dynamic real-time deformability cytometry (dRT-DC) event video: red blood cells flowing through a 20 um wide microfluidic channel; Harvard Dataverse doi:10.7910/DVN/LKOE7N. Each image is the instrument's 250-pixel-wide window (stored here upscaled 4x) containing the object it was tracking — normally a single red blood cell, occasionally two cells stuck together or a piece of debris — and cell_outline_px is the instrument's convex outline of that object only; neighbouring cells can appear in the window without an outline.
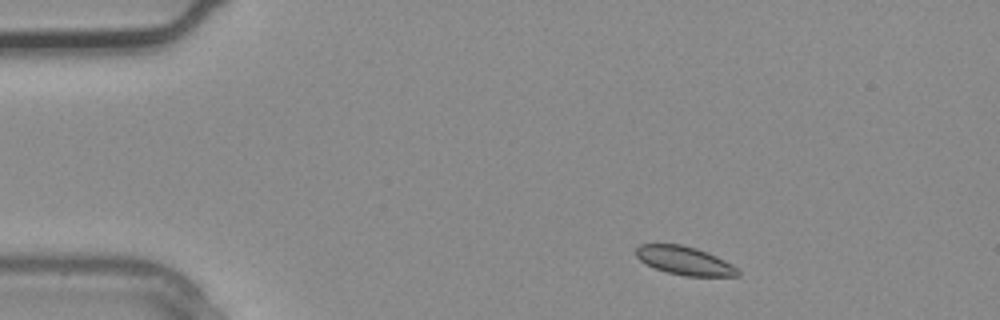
{"species": "common noctule bat (a hibernating species)", "species_latin": "Nyctalus noctula", "temperature_condition": "warm", "stored_images_in_passage": 2, "camera_frame_rate_fps": 3000, "um_per_image_px": 0.085, "animal": {"sex": "male", "body_mass_g": 20.4}, "frame": {"image": 1, "passage_image": 1, "time_ms": 0.0, "image_size_px": [1000, 320], "cell_outline_px": [[740, 276], [684, 276], [668, 272], [656, 268], [640, 260], [636, 256], [636, 248], [640, 244], [680, 244], [696, 248], [708, 252], [732, 264], [740, 272]], "centroid_in_image_um": [58.21, 22.15], "position_along_channel_um": 26.8, "area_um2": 16.76}}